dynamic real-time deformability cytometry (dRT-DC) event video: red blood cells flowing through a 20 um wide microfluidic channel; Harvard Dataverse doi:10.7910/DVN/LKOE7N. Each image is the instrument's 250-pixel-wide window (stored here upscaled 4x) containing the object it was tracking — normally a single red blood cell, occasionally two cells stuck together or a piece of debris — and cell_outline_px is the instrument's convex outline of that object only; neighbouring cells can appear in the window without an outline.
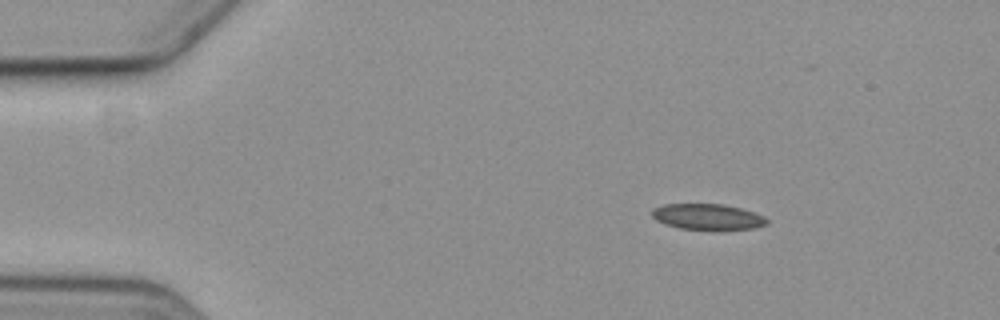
{"species": "common noctule bat (a hibernating species)", "species_latin": "Nyctalus noctula", "temperature_condition": "cold", "stored_images_in_passage": 59, "camera_frame_rate_fps": 3000, "um_per_image_px": 0.085, "animal": {"sex": "female", "body_mass_g": 19.3, "forearm_length_mm": 54.1}, "frame": {"image": 1, "passage_image": 9, "time_ms": 2.667, "image_size_px": [1000, 320], "cell_outline_px": [[768, 224], [756, 228], [724, 232], [712, 232], [680, 228], [664, 224], [656, 220], [652, 216], [652, 208], [664, 204], [724, 204], [740, 208], [764, 216], [768, 220]], "centroid_in_image_um": [60.18, 18.48], "position_along_channel_um": 24.8, "area_um2": 18.15}}
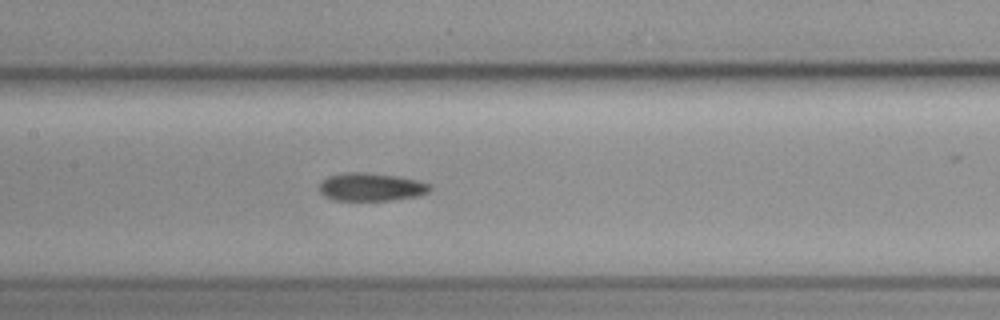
{"frame": {"image": 2, "passage_image": 28, "time_ms": 9.0, "image_size_px": [1000, 320], "cell_outline_px": [[432, 188], [428, 192], [416, 196], [388, 200], [332, 200], [324, 196], [320, 192], [320, 184], [328, 176], [348, 172], [360, 172], [400, 176], [416, 180], [428, 184]], "centroid_in_image_um": [31.52, 15.89], "position_along_channel_um": 175.9, "area_um2": 17.86}}
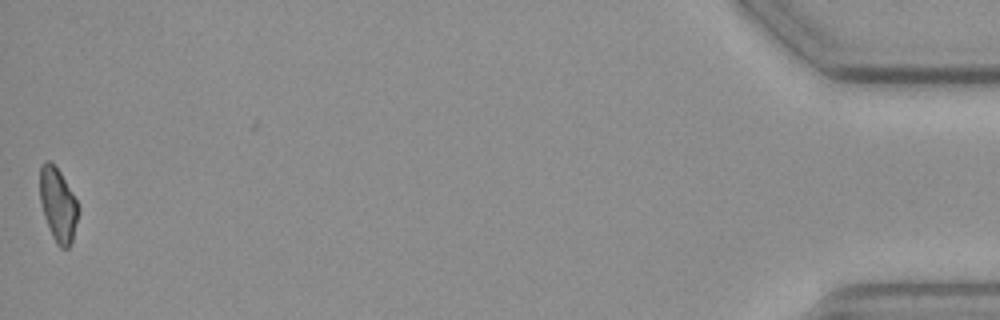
{"frame": {"image": 3, "passage_image": 58, "time_ms": 19.0, "image_size_px": [1000, 320], "cell_outline_px": [[80, 212], [72, 244], [68, 248], [60, 248], [56, 244], [52, 236], [44, 216], [40, 200], [40, 168], [44, 160], [48, 160], [60, 172], [72, 192], [76, 200]], "centroid_in_image_um": [4.95, 17.45], "position_along_channel_um": 430.3, "area_um2": 16.59}, "authors_computed_cell_mechanics": {"area_um2": 17.629, "velocity_mm_per_s": 3.5782, "shape_relaxation_time_tau1_ms": 7.885, "shape_relaxation_time_tau2_ms": null, "deformation_change_tau1": 0.0658, "deformation_change_tau2": null}}